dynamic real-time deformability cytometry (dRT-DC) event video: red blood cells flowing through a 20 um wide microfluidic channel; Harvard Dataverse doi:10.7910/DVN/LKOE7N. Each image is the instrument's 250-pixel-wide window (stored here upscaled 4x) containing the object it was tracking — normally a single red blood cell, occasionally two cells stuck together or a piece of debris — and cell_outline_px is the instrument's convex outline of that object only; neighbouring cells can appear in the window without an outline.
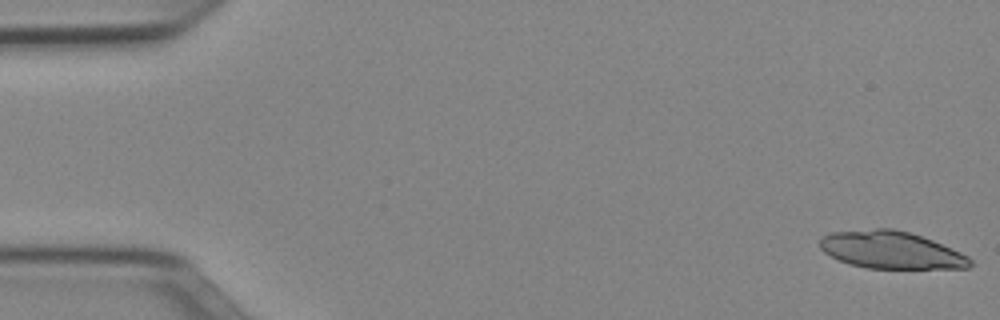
{"species": "Egyptian fruit bat (a non-hibernating species)", "species_latin": "Rousettus aegyptiacus", "temperature_condition": "cold", "stored_images_in_passage": 50, "segment_of_instrument_passage": [1, 2], "camera_frame_rate_fps": 3000, "um_per_image_px": 0.085, "animal": {"sex": "female"}, "frame": {"image": 1, "passage_image": 1, "time_ms": 0.0, "image_size_px": [1000, 320], "cell_outline_px": [[972, 264], [968, 268], [868, 268], [848, 264], [824, 252], [820, 248], [820, 240], [824, 236], [832, 232], [876, 228], [892, 228], [908, 232], [932, 240], [960, 252], [968, 256], [972, 260]], "centroid_in_image_um": [75.74, 21.25], "position_along_channel_um": 9.3, "area_um2": 32.43}}